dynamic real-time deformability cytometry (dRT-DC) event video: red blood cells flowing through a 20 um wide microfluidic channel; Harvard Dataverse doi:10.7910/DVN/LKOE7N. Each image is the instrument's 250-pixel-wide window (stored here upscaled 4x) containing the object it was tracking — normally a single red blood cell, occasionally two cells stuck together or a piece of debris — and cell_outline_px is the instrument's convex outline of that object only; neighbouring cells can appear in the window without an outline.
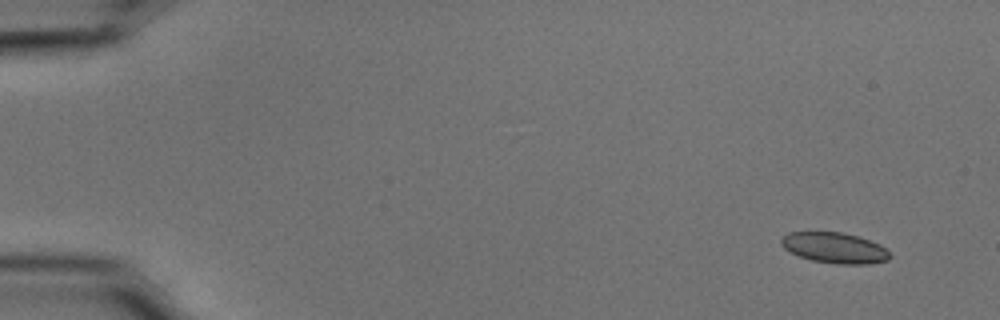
{"species": "common noctule bat (a hibernating species)", "species_latin": "Nyctalus noctula", "temperature_condition": "cold", "stored_images_in_passage": 51, "camera_frame_rate_fps": 3000, "um_per_image_px": 0.085, "animal": {"sex": "male", "body_mass_g": 15.6}, "frame": {"image": 1, "passage_image": 1, "time_ms": 0.0, "image_size_px": [1000, 320], "cell_outline_px": [[892, 256], [888, 260], [868, 264], [836, 264], [812, 260], [788, 252], [780, 244], [780, 240], [788, 232], [844, 232], [880, 244]], "centroid_in_image_um": [70.92, 21.07], "position_along_channel_um": 14.1, "area_um2": 19.42}}
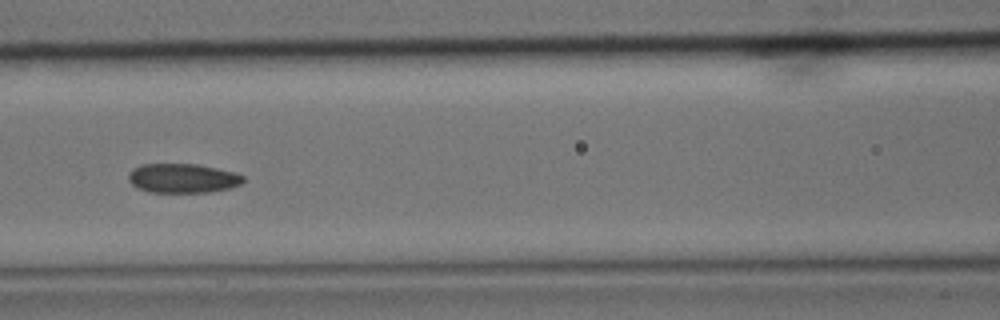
{"frame": {"image": 2, "passage_image": 22, "time_ms": 7.0, "image_size_px": [1000, 320], "cell_outline_px": [[244, 180], [240, 184], [228, 188], [208, 192], [148, 192], [136, 188], [128, 180], [128, 172], [132, 168], [140, 164], [196, 164], [236, 172], [244, 176]], "centroid_in_image_um": [15.48, 15.14], "position_along_channel_um": 151.1, "area_um2": 19.71}}
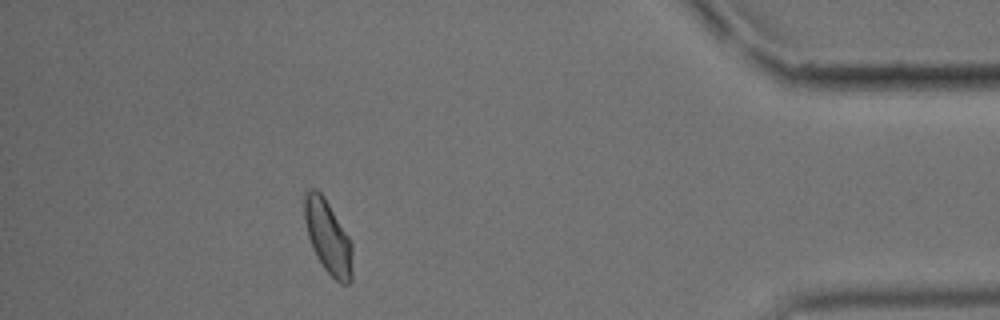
{"frame": {"image": 3, "passage_image": 46, "time_ms": 15.0, "image_size_px": [1000, 320], "cell_outline_px": [[352, 280], [348, 284], [340, 284], [324, 268], [316, 256], [312, 248], [308, 236], [304, 220], [304, 192], [312, 188], [316, 188], [324, 196], [348, 236], [352, 244]], "centroid_in_image_um": [27.87, 20.14], "position_along_channel_um": 407.3, "area_um2": 20.58}, "authors_computed_cell_mechanics": {"area_um2": 20.1144, "velocity_mm_per_s": 3.7484, "shape_relaxation_time_tau1_ms": 2.4093, "shape_relaxation_time_tau2_ms": 1.7451, "deformation_change_tau1": 0.0728, "deformation_change_tau2": 0.0505}}